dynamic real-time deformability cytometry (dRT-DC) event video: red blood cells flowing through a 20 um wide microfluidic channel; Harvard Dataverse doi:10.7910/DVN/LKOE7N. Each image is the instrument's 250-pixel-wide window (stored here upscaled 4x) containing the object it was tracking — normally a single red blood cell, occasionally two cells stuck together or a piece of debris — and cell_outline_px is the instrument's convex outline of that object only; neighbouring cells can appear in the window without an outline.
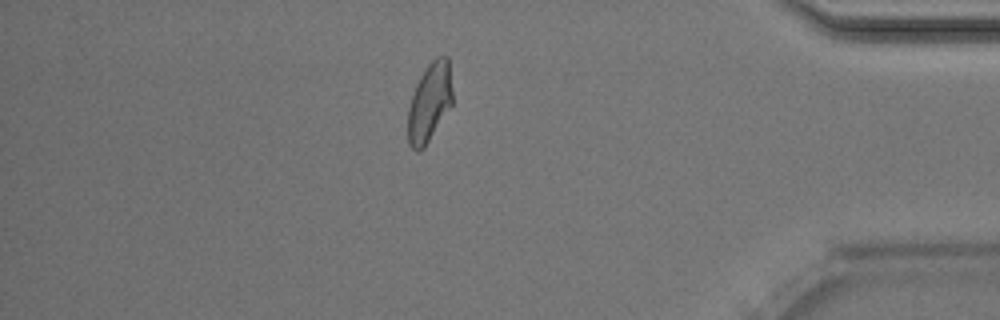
{"species": "Egyptian fruit bat (a non-hibernating species)", "species_latin": "Rousettus aegyptiacus", "temperature_condition": "room temperature", "stored_images_in_passage": 49, "camera_frame_rate_fps": 3000, "um_per_image_px": 0.085, "animal": {"sex": "male"}, "frame": {"image": 1, "passage_image": 42, "time_ms": 13.667, "image_size_px": [1000, 320], "cell_outline_px": [[452, 104], [424, 148], [420, 152], [416, 152], [408, 144], [408, 108], [416, 84], [420, 76], [428, 64], [436, 56], [448, 56], [452, 92]], "centroid_in_image_um": [36.5, 8.71], "position_along_channel_um": 398.7, "area_um2": 20.4}, "authors_computed_cell_mechanics": {"area_um2": 21.2704, "velocity_mm_per_s": 4.035, "shape_relaxation_time_tau1_ms": 5.101, "shape_relaxation_time_tau2_ms": 0.9298, "deformation_change_tau1": 0.1251, "deformation_change_tau2": 0.0642}}